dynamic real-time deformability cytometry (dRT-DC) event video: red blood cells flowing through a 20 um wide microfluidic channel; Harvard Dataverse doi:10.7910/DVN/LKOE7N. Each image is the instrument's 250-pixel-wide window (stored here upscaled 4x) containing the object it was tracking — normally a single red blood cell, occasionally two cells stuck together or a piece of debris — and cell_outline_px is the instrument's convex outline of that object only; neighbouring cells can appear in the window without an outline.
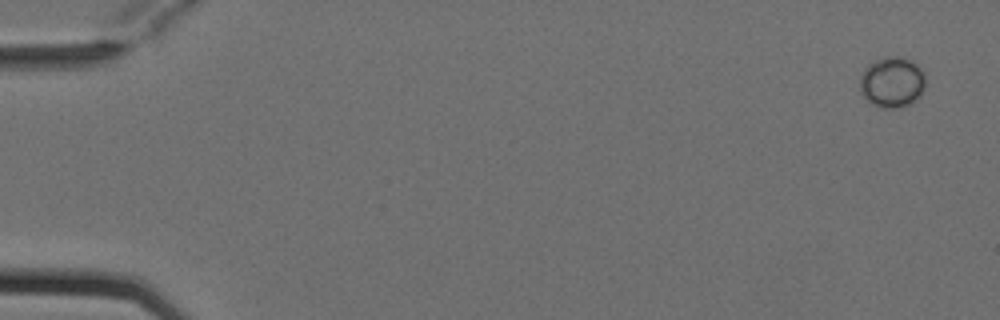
{"species": "Egyptian fruit bat (a non-hibernating species)", "species_latin": "Rousettus aegyptiacus", "temperature_condition": "cold", "stored_images_in_passage": 5, "camera_frame_rate_fps": 3000, "um_per_image_px": 0.085, "animal": {"sex": "female"}, "frame": {"image": 1, "passage_image": 1, "time_ms": 0.0, "image_size_px": [1000, 320], "cell_outline_px": [[924, 88], [920, 96], [908, 104], [900, 108], [884, 108], [872, 104], [860, 92], [860, 76], [864, 68], [868, 64], [884, 56], [900, 56], [912, 60], [924, 72]], "centroid_in_image_um": [75.81, 6.97], "position_along_channel_um": 9.2, "area_um2": 19.48}}